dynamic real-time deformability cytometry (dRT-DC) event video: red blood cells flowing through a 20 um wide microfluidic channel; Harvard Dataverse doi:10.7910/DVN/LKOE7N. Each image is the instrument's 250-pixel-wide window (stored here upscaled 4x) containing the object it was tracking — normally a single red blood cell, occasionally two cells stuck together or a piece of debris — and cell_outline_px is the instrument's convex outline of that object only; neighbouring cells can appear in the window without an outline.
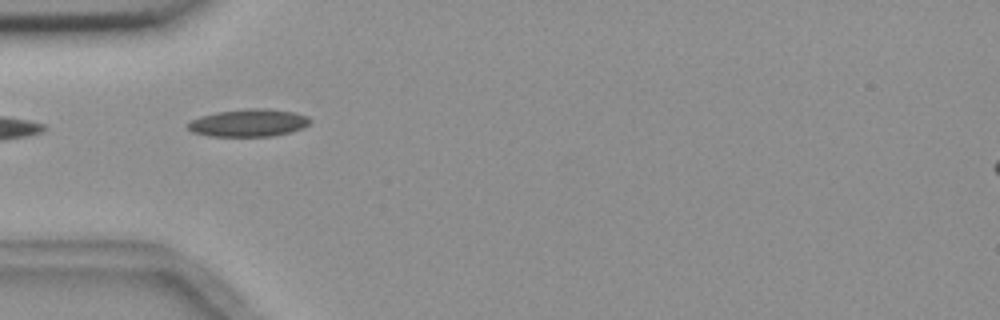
{"species": "common noctule bat (a hibernating species)", "species_latin": "Nyctalus noctula", "temperature_condition": "room temperature", "stored_images_in_passage": 2, "camera_frame_rate_fps": 3000, "um_per_image_px": 0.085, "animal": {"sex": "female", "body_mass_g": 18.4}, "frame": {"image": 1, "passage_image": 1, "time_ms": 0.0, "image_size_px": [1000, 320], "cell_outline_px": [[312, 120], [304, 128], [272, 136], [208, 136], [192, 132], [188, 128], [188, 124], [192, 120], [200, 116], [216, 112], [252, 108], [268, 108], [292, 112], [308, 116]], "centroid_in_image_um": [21.14, 10.44], "position_along_channel_um": 63.9, "area_um2": 19.54}}